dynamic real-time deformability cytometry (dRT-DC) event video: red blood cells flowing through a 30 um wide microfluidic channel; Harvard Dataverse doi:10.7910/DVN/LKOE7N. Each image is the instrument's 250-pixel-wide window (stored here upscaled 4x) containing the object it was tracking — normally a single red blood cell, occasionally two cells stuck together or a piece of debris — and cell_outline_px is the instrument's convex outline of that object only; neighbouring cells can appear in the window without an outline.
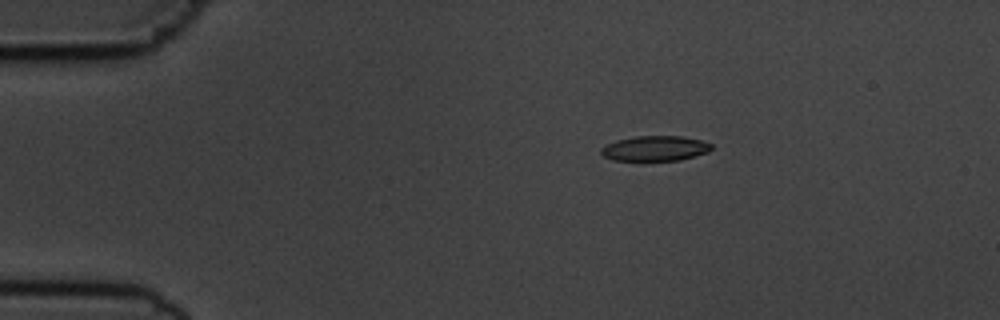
{"species": "common noctule bat (a hibernating species)", "species_latin": "Nyctalus noctula", "temperature_condition": "cold", "stored_images_in_passage": 9, "camera_frame_rate_fps": 3000, "um_per_image_px": 0.085, "animal": {"sex": "male", "body_mass_g": 19.5, "forearm_length_mm": 54.6}, "frame": {"image": 1, "passage_image": 1, "time_ms": 0.0, "image_size_px": [1000, 320], "cell_outline_px": [[712, 148], [708, 152], [696, 156], [680, 160], [612, 160], [604, 156], [600, 152], [600, 148], [616, 140], [636, 136], [684, 136], [700, 140], [712, 144]], "centroid_in_image_um": [55.69, 12.61], "position_along_channel_um": 29.3, "area_um2": 16.13}}
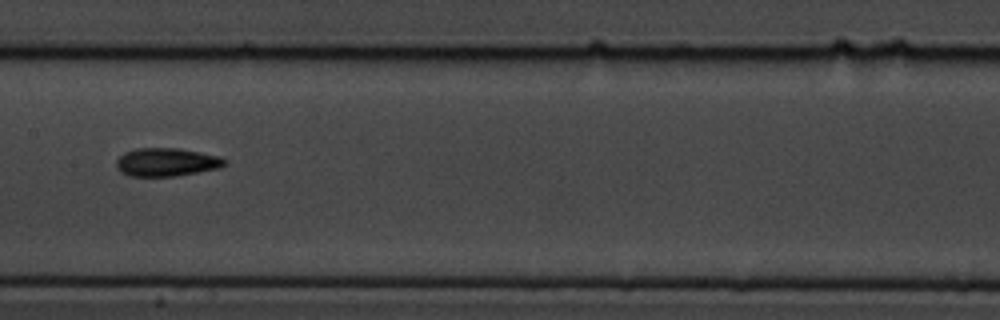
{"frame": {"image": 2, "passage_image": 6, "time_ms": 6.0, "image_size_px": [1000, 320], "cell_outline_px": [[228, 164], [220, 168], [176, 176], [128, 176], [120, 172], [116, 168], [116, 160], [124, 152], [136, 148], [180, 148], [220, 156], [228, 160]], "centroid_in_image_um": [14.17, 13.78], "position_along_channel_um": 193.2, "area_um2": 18.15}}
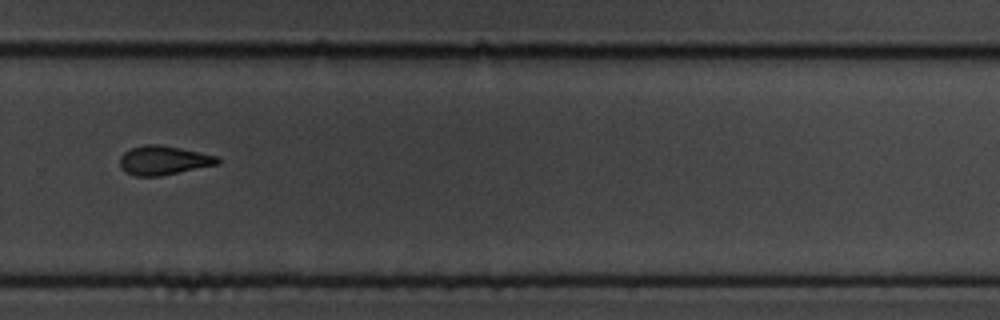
{"frame": {"image": 3, "passage_image": 9, "time_ms": 9.333, "image_size_px": [1000, 320], "cell_outline_px": [[220, 164], [160, 176], [136, 176], [124, 172], [120, 168], [120, 156], [124, 152], [132, 148], [144, 144], [160, 144], [200, 152], [216, 156], [220, 160]], "centroid_in_image_um": [13.88, 13.63], "position_along_channel_um": 315.9, "area_um2": 16.65}}